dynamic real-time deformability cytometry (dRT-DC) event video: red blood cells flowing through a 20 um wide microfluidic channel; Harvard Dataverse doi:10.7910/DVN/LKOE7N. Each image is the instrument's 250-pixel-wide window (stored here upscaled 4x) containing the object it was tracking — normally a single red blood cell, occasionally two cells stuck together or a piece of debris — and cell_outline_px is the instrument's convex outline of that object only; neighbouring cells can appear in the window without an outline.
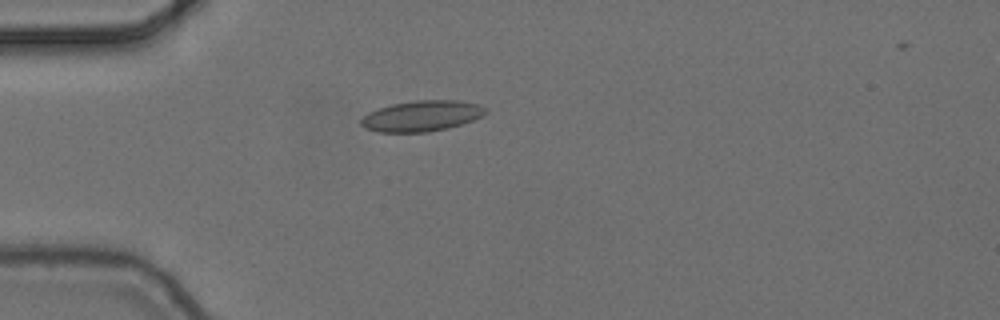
{"species": "common noctule bat (a hibernating species)", "species_latin": "Nyctalus noctula", "temperature_condition": "cold", "stored_images_in_passage": 4, "camera_frame_rate_fps": 3000, "um_per_image_px": 0.085, "animal": {"sex": "female", "body_mass_g": 24.6, "forearm_length_mm": 56.2}, "frame": {"image": 1, "passage_image": 4, "time_ms": 1.0, "image_size_px": [1000, 320], "cell_outline_px": [[488, 112], [472, 120], [448, 128], [428, 132], [380, 132], [364, 128], [360, 124], [360, 120], [368, 112], [392, 104], [416, 100], [456, 100], [480, 104], [488, 108]], "centroid_in_image_um": [35.85, 9.85], "position_along_channel_um": 49.1, "area_um2": 22.31}}